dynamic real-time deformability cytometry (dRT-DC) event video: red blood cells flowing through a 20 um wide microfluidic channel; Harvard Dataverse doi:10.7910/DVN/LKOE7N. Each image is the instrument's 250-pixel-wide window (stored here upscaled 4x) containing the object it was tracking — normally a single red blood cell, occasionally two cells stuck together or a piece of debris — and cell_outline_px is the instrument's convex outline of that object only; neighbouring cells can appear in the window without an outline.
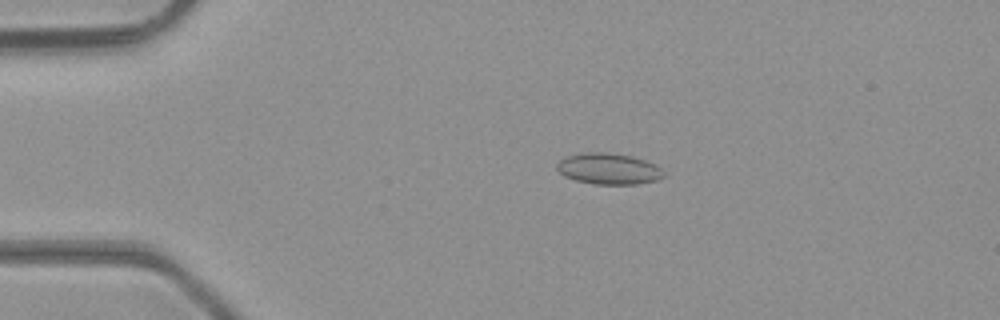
{"species": "common noctule bat (a hibernating species)", "species_latin": "Nyctalus noctula", "temperature_condition": "room temperature", "stored_images_in_passage": 47, "camera_frame_rate_fps": 3000, "um_per_image_px": 0.085, "animal": {"sex": "male", "body_mass_g": 23.1, "forearm_length_mm": 52.7}, "frame": {"image": 1, "passage_image": 9, "time_ms": 2.667, "image_size_px": [1000, 320], "cell_outline_px": [[664, 176], [656, 180], [636, 184], [592, 184], [576, 180], [564, 176], [556, 168], [556, 164], [560, 160], [568, 156], [580, 152], [608, 152], [632, 156], [656, 164], [664, 172]], "centroid_in_image_um": [51.72, 14.34], "position_along_channel_um": 33.3, "area_um2": 19.42}}
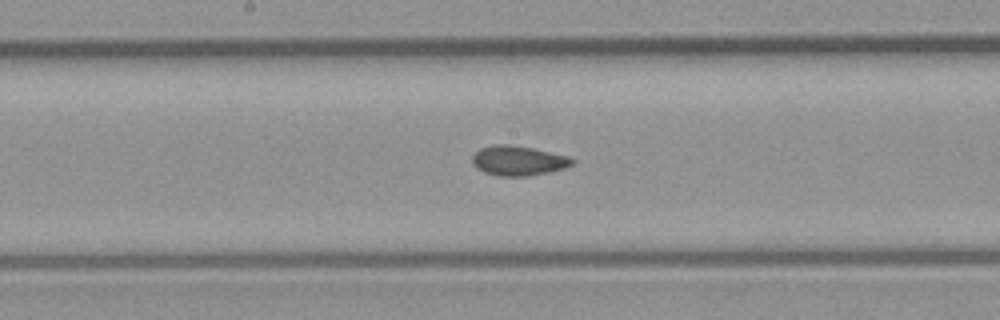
{"frame": {"image": 2, "passage_image": 24, "time_ms": 7.667, "image_size_px": [1000, 320], "cell_outline_px": [[576, 160], [572, 164], [564, 168], [548, 172], [528, 176], [496, 176], [484, 172], [476, 168], [472, 164], [472, 156], [480, 148], [492, 144], [508, 144], [532, 148], [568, 156]], "centroid_in_image_um": [44.02, 13.65], "position_along_channel_um": 204.2, "area_um2": 17.4}}
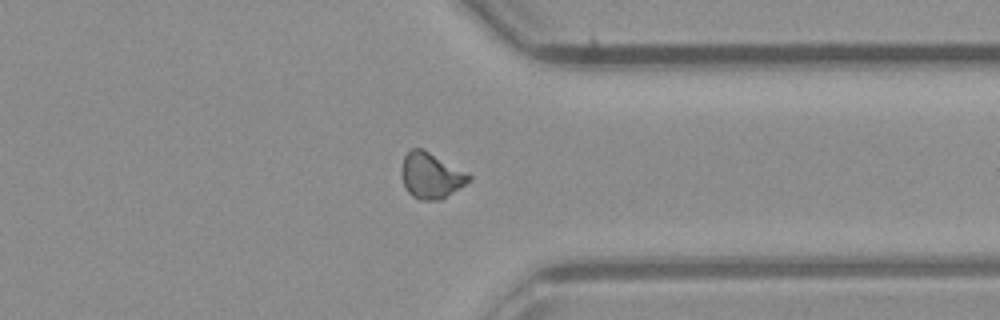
{"frame": {"image": 3, "passage_image": 36, "time_ms": 11.667, "image_size_px": [1000, 320], "cell_outline_px": [[472, 180], [440, 200], [420, 200], [412, 196], [408, 192], [404, 184], [400, 172], [400, 168], [404, 156], [412, 148], [420, 148], [468, 172], [472, 176]], "centroid_in_image_um": [36.63, 14.93], "position_along_channel_um": 374.8, "area_um2": 17.92}, "authors_computed_cell_mechanics": {"area_um2": 17.3978, "velocity_mm_per_s": 4.3549, "shape_relaxation_time_tau1_ms": null, "shape_relaxation_time_tau2_ms": 1.3075, "deformation_change_tau1": null, "deformation_change_tau2": 0.0759}}